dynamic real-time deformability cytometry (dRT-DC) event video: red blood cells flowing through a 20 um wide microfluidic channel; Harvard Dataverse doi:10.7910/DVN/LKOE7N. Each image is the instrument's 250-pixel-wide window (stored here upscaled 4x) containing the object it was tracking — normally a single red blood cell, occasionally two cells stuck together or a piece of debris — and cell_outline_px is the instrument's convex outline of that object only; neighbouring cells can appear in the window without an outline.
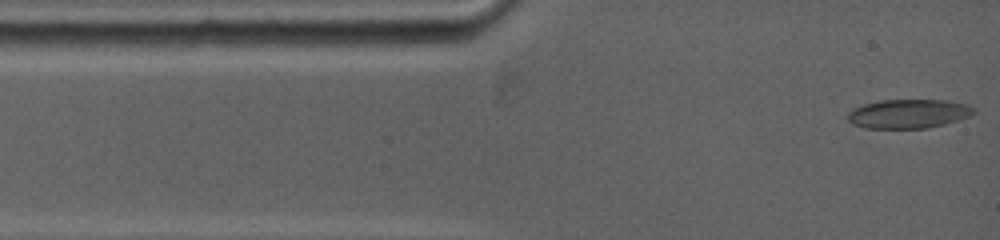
{"species": "common noctule bat (a hibernating species)", "species_latin": "Nyctalus noctula", "temperature_condition": "warm", "stored_images_in_passage": 61, "camera_frame_rate_fps": 5000, "um_per_image_px": 0.085, "animal": {"sex": "female", "body_mass_g": 19.0, "forearm_length_mm": 53.3}, "frame": {"image": 1, "passage_image": 1, "time_ms": 0.0, "image_size_px": [1000, 240], "cell_outline_px": [[976, 112], [960, 120], [928, 128], [864, 128], [852, 124], [848, 120], [848, 112], [852, 108], [864, 104], [880, 100], [944, 100], [964, 104], [976, 108]], "centroid_in_image_um": [77.2, 9.67], "position_along_channel_um": 7.8, "area_um2": 21.39}}
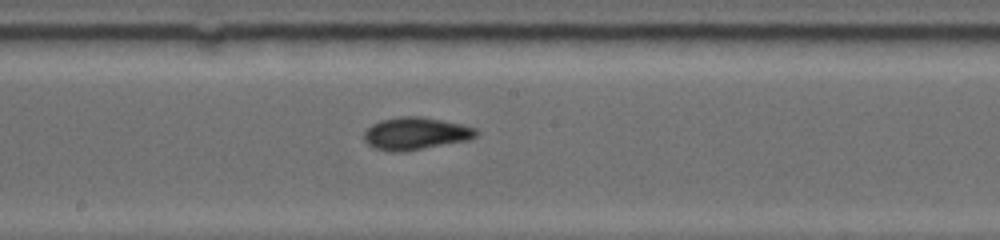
{"frame": {"image": 2, "passage_image": 26, "time_ms": 6.4, "image_size_px": [1000, 240], "cell_outline_px": [[480, 132], [472, 140], [400, 152], [396, 152], [376, 148], [368, 144], [364, 140], [364, 132], [372, 124], [380, 120], [400, 116], [420, 116], [460, 124], [476, 128]], "centroid_in_image_um": [35.36, 11.34], "position_along_channel_um": 212.8, "area_um2": 21.15}}
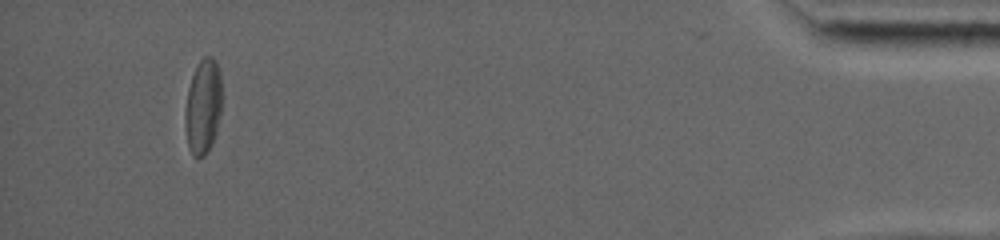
{"frame": {"image": 3, "passage_image": 53, "time_ms": 14.2, "image_size_px": [1000, 240], "cell_outline_px": [[220, 116], [216, 132], [212, 144], [204, 156], [192, 156], [188, 148], [184, 124], [184, 112], [188, 88], [192, 76], [200, 60], [204, 56], [212, 56], [216, 60], [220, 72]], "centroid_in_image_um": [17.24, 9.07], "position_along_channel_um": 418.0, "area_um2": 20.4}, "authors_computed_cell_mechanics": {"area_um2": 20.4034, "velocity_mm_per_s": 3.8892, "shape_relaxation_time_tau1_ms": null, "shape_relaxation_time_tau2_ms": 8.018, "deformation_change_tau1": null, "deformation_change_tau2": 0.1126}}